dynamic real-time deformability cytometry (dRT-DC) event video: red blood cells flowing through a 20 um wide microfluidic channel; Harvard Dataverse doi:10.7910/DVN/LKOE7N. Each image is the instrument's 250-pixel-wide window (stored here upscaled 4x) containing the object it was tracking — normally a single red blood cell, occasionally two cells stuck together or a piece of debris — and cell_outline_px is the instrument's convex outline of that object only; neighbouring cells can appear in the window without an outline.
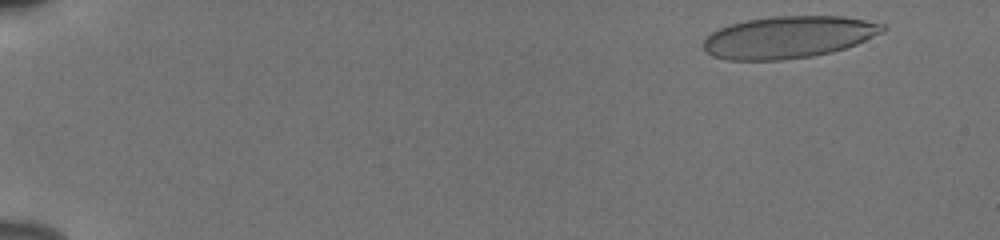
{"species": "human", "species_latin": "Homo sapiens", "temperature_condition": "cold", "stored_images_in_passage": 50, "camera_frame_rate_fps": 3000, "um_per_image_px": 0.085, "donor": {"sex": "male"}, "frame": {"image": 1, "passage_image": 1, "time_ms": 0.0, "image_size_px": [1000, 240], "cell_outline_px": [[888, 28], [884, 32], [856, 44], [832, 52], [812, 56], [780, 60], [728, 60], [712, 56], [704, 48], [704, 40], [712, 32], [720, 28], [732, 24], [748, 20], [772, 16], [840, 16], [864, 20], [884, 24]], "centroid_in_image_um": [67.04, 3.16], "position_along_channel_um": 18.0, "area_um2": 43.7}}
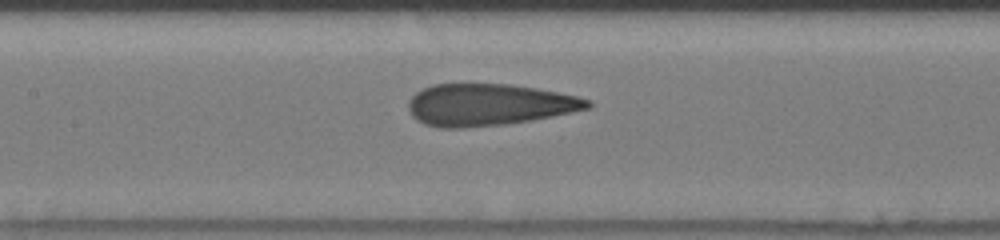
{"frame": {"image": 2, "passage_image": 24, "time_ms": 7.667, "image_size_px": [1000, 240], "cell_outline_px": [[592, 108], [532, 120], [504, 124], [460, 128], [440, 128], [424, 124], [416, 120], [412, 116], [408, 108], [408, 100], [416, 92], [432, 84], [512, 84], [536, 88], [576, 96], [592, 100]], "centroid_in_image_um": [41.54, 8.9], "position_along_channel_um": 165.9, "area_um2": 43.81}}
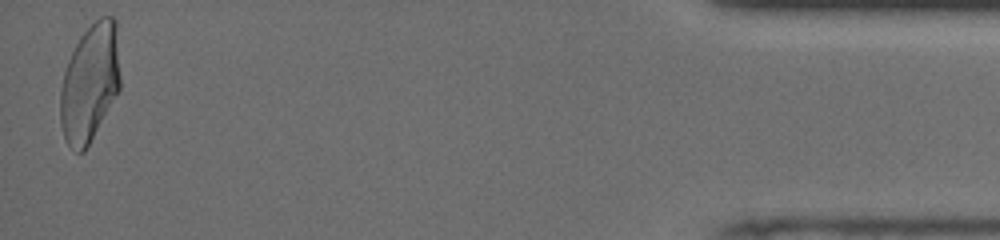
{"frame": {"image": 3, "passage_image": 50, "time_ms": 16.333, "image_size_px": [1000, 240], "cell_outline_px": [[120, 88], [84, 152], [76, 152], [68, 144], [64, 136], [60, 124], [60, 92], [64, 72], [68, 60], [80, 36], [100, 16], [112, 16], [116, 20], [120, 76]], "centroid_in_image_um": [7.64, 7.03], "position_along_channel_um": 427.6, "area_um2": 40.86}, "authors_computed_cell_mechanics": {"area_um2": 43.7546, "velocity_mm_per_s": 3.8607, "shape_relaxation_time_tau1_ms": 8.0292, "shape_relaxation_time_tau2_ms": 0.9611, "deformation_change_tau1": 0.2522, "deformation_change_tau2": 0.1065}}